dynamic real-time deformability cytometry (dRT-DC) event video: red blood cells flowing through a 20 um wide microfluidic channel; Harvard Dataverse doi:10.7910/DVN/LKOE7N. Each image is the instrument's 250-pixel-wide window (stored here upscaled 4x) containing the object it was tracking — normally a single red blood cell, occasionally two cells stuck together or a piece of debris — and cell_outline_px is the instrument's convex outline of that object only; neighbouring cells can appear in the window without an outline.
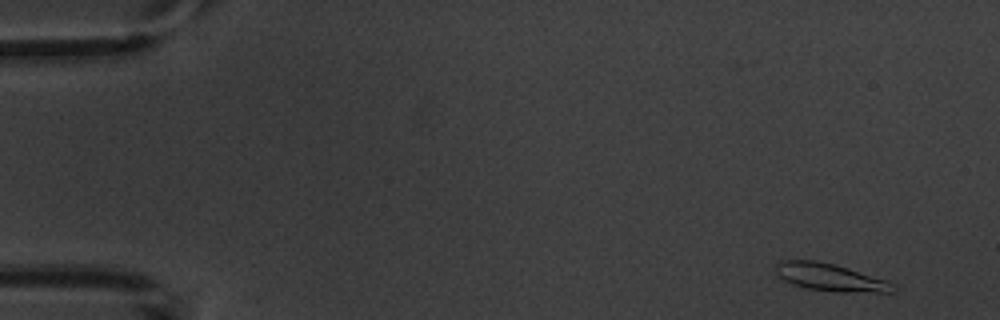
{"species": "common noctule bat (a hibernating species)", "species_latin": "Nyctalus noctula", "temperature_condition": "warm", "stored_images_in_passage": 4, "camera_frame_rate_fps": 3000, "um_per_image_px": 0.085, "animal": {"sex": "male", "body_mass_g": 20.1, "forearm_length_mm": 53.5}, "frame": {"image": 1, "passage_image": 1, "time_ms": 0.0, "image_size_px": [1000, 320], "cell_outline_px": [[896, 288], [892, 292], [836, 292], [808, 288], [792, 284], [784, 280], [776, 272], [776, 264], [784, 260], [816, 260], [848, 268], [896, 284]], "centroid_in_image_um": [70.57, 23.58], "position_along_channel_um": 14.4, "area_um2": 18.5}}